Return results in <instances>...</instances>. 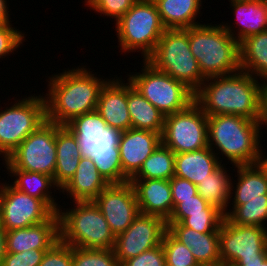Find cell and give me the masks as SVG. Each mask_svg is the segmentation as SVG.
<instances>
[{"label": "cell", "instance_id": "6da1fadb", "mask_svg": "<svg viewBox=\"0 0 267 266\" xmlns=\"http://www.w3.org/2000/svg\"><path fill=\"white\" fill-rule=\"evenodd\" d=\"M194 101L207 116L229 114L259 121L261 83L242 70L209 77L195 92Z\"/></svg>", "mask_w": 267, "mask_h": 266}, {"label": "cell", "instance_id": "7a4b0ae2", "mask_svg": "<svg viewBox=\"0 0 267 266\" xmlns=\"http://www.w3.org/2000/svg\"><path fill=\"white\" fill-rule=\"evenodd\" d=\"M94 75L82 66L49 77L44 96L46 120L65 126L73 118L95 111L100 91L109 79Z\"/></svg>", "mask_w": 267, "mask_h": 266}, {"label": "cell", "instance_id": "3957f363", "mask_svg": "<svg viewBox=\"0 0 267 266\" xmlns=\"http://www.w3.org/2000/svg\"><path fill=\"white\" fill-rule=\"evenodd\" d=\"M65 127L76 136L81 157L90 158L109 184L130 180L123 173L120 160L123 131L108 126L97 110L73 118Z\"/></svg>", "mask_w": 267, "mask_h": 266}, {"label": "cell", "instance_id": "277c9868", "mask_svg": "<svg viewBox=\"0 0 267 266\" xmlns=\"http://www.w3.org/2000/svg\"><path fill=\"white\" fill-rule=\"evenodd\" d=\"M261 129L259 121L237 115L208 116V146L234 166L257 164L262 158Z\"/></svg>", "mask_w": 267, "mask_h": 266}, {"label": "cell", "instance_id": "5b68a950", "mask_svg": "<svg viewBox=\"0 0 267 266\" xmlns=\"http://www.w3.org/2000/svg\"><path fill=\"white\" fill-rule=\"evenodd\" d=\"M215 25L198 24L185 29L191 52L205 79L241 70L239 42L221 24Z\"/></svg>", "mask_w": 267, "mask_h": 266}, {"label": "cell", "instance_id": "8992f818", "mask_svg": "<svg viewBox=\"0 0 267 266\" xmlns=\"http://www.w3.org/2000/svg\"><path fill=\"white\" fill-rule=\"evenodd\" d=\"M74 203L72 209H58L60 240L71 247L113 249L115 236L94 201Z\"/></svg>", "mask_w": 267, "mask_h": 266}, {"label": "cell", "instance_id": "52a82bcc", "mask_svg": "<svg viewBox=\"0 0 267 266\" xmlns=\"http://www.w3.org/2000/svg\"><path fill=\"white\" fill-rule=\"evenodd\" d=\"M156 69L182 82L194 93L205 78L193 56L185 29H166L154 52L146 59Z\"/></svg>", "mask_w": 267, "mask_h": 266}, {"label": "cell", "instance_id": "ba28073f", "mask_svg": "<svg viewBox=\"0 0 267 266\" xmlns=\"http://www.w3.org/2000/svg\"><path fill=\"white\" fill-rule=\"evenodd\" d=\"M115 25L120 50L124 53L142 50L144 60L154 52L166 30L153 0H138Z\"/></svg>", "mask_w": 267, "mask_h": 266}, {"label": "cell", "instance_id": "9c48e42d", "mask_svg": "<svg viewBox=\"0 0 267 266\" xmlns=\"http://www.w3.org/2000/svg\"><path fill=\"white\" fill-rule=\"evenodd\" d=\"M219 248L221 266H258L267 259V228L236 225L224 217Z\"/></svg>", "mask_w": 267, "mask_h": 266}, {"label": "cell", "instance_id": "30bf717a", "mask_svg": "<svg viewBox=\"0 0 267 266\" xmlns=\"http://www.w3.org/2000/svg\"><path fill=\"white\" fill-rule=\"evenodd\" d=\"M141 72L128 75L136 88L164 116L184 110L194 102L195 93L182 82L156 69L143 59Z\"/></svg>", "mask_w": 267, "mask_h": 266}, {"label": "cell", "instance_id": "8fae6325", "mask_svg": "<svg viewBox=\"0 0 267 266\" xmlns=\"http://www.w3.org/2000/svg\"><path fill=\"white\" fill-rule=\"evenodd\" d=\"M17 101L0 112V156L4 160L46 121V102L43 95L34 94Z\"/></svg>", "mask_w": 267, "mask_h": 266}, {"label": "cell", "instance_id": "7c38bea8", "mask_svg": "<svg viewBox=\"0 0 267 266\" xmlns=\"http://www.w3.org/2000/svg\"><path fill=\"white\" fill-rule=\"evenodd\" d=\"M56 160V123L46 120L5 159V167L42 173L54 179Z\"/></svg>", "mask_w": 267, "mask_h": 266}, {"label": "cell", "instance_id": "4fadbf2b", "mask_svg": "<svg viewBox=\"0 0 267 266\" xmlns=\"http://www.w3.org/2000/svg\"><path fill=\"white\" fill-rule=\"evenodd\" d=\"M208 116L194 101L184 110L165 116L162 144L175 154L208 147Z\"/></svg>", "mask_w": 267, "mask_h": 266}, {"label": "cell", "instance_id": "5bb4252c", "mask_svg": "<svg viewBox=\"0 0 267 266\" xmlns=\"http://www.w3.org/2000/svg\"><path fill=\"white\" fill-rule=\"evenodd\" d=\"M54 214L43 200L20 192L11 183L0 184V222L6 231L45 222Z\"/></svg>", "mask_w": 267, "mask_h": 266}, {"label": "cell", "instance_id": "9a60e30c", "mask_svg": "<svg viewBox=\"0 0 267 266\" xmlns=\"http://www.w3.org/2000/svg\"><path fill=\"white\" fill-rule=\"evenodd\" d=\"M166 230V221L162 217L139 213L131 225L115 237L113 251L119 265L161 245Z\"/></svg>", "mask_w": 267, "mask_h": 266}, {"label": "cell", "instance_id": "2e32d148", "mask_svg": "<svg viewBox=\"0 0 267 266\" xmlns=\"http://www.w3.org/2000/svg\"><path fill=\"white\" fill-rule=\"evenodd\" d=\"M116 237L124 232L140 213L134 187L130 181L109 184L94 200Z\"/></svg>", "mask_w": 267, "mask_h": 266}, {"label": "cell", "instance_id": "e0dca14e", "mask_svg": "<svg viewBox=\"0 0 267 266\" xmlns=\"http://www.w3.org/2000/svg\"><path fill=\"white\" fill-rule=\"evenodd\" d=\"M161 143L159 133L133 128L123 131L119 143L123 173L131 179Z\"/></svg>", "mask_w": 267, "mask_h": 266}, {"label": "cell", "instance_id": "ac0fdd59", "mask_svg": "<svg viewBox=\"0 0 267 266\" xmlns=\"http://www.w3.org/2000/svg\"><path fill=\"white\" fill-rule=\"evenodd\" d=\"M60 240L59 218L55 213L45 222L27 228L6 231V247L9 253L49 250Z\"/></svg>", "mask_w": 267, "mask_h": 266}, {"label": "cell", "instance_id": "d6986e66", "mask_svg": "<svg viewBox=\"0 0 267 266\" xmlns=\"http://www.w3.org/2000/svg\"><path fill=\"white\" fill-rule=\"evenodd\" d=\"M121 79V80H120ZM109 79L102 87L97 103V112L108 126L121 131L131 128L127 106V83L121 78Z\"/></svg>", "mask_w": 267, "mask_h": 266}, {"label": "cell", "instance_id": "ffe728a7", "mask_svg": "<svg viewBox=\"0 0 267 266\" xmlns=\"http://www.w3.org/2000/svg\"><path fill=\"white\" fill-rule=\"evenodd\" d=\"M167 230L189 248L200 266H221L219 232L200 233L181 223H166Z\"/></svg>", "mask_w": 267, "mask_h": 266}, {"label": "cell", "instance_id": "44dd1931", "mask_svg": "<svg viewBox=\"0 0 267 266\" xmlns=\"http://www.w3.org/2000/svg\"><path fill=\"white\" fill-rule=\"evenodd\" d=\"M135 190L139 212L156 215L167 221L173 212L172 192L169 180H129Z\"/></svg>", "mask_w": 267, "mask_h": 266}, {"label": "cell", "instance_id": "7402d4cb", "mask_svg": "<svg viewBox=\"0 0 267 266\" xmlns=\"http://www.w3.org/2000/svg\"><path fill=\"white\" fill-rule=\"evenodd\" d=\"M235 13L239 28L237 33L231 24L223 23L224 29L239 43L246 37L267 30V1L266 0H229ZM233 31V32H232ZM235 32V33H234ZM236 35V36H235Z\"/></svg>", "mask_w": 267, "mask_h": 266}, {"label": "cell", "instance_id": "603a6c76", "mask_svg": "<svg viewBox=\"0 0 267 266\" xmlns=\"http://www.w3.org/2000/svg\"><path fill=\"white\" fill-rule=\"evenodd\" d=\"M218 154L209 146L192 152L175 154L174 176L198 185L221 165Z\"/></svg>", "mask_w": 267, "mask_h": 266}, {"label": "cell", "instance_id": "cb8c5ba5", "mask_svg": "<svg viewBox=\"0 0 267 266\" xmlns=\"http://www.w3.org/2000/svg\"><path fill=\"white\" fill-rule=\"evenodd\" d=\"M109 183L98 172L90 158L81 157L78 168L72 179L60 192L68 193L74 201H93Z\"/></svg>", "mask_w": 267, "mask_h": 266}, {"label": "cell", "instance_id": "d4e9b609", "mask_svg": "<svg viewBox=\"0 0 267 266\" xmlns=\"http://www.w3.org/2000/svg\"><path fill=\"white\" fill-rule=\"evenodd\" d=\"M57 160L54 182L61 190L75 175L81 155L76 136L65 126L56 124Z\"/></svg>", "mask_w": 267, "mask_h": 266}, {"label": "cell", "instance_id": "484cf974", "mask_svg": "<svg viewBox=\"0 0 267 266\" xmlns=\"http://www.w3.org/2000/svg\"><path fill=\"white\" fill-rule=\"evenodd\" d=\"M235 168L238 182L231 187V191L235 190L230 192V199L234 197L232 205H243V200L267 199V169L261 162Z\"/></svg>", "mask_w": 267, "mask_h": 266}, {"label": "cell", "instance_id": "4316f807", "mask_svg": "<svg viewBox=\"0 0 267 266\" xmlns=\"http://www.w3.org/2000/svg\"><path fill=\"white\" fill-rule=\"evenodd\" d=\"M127 82V106L131 128L162 135L165 116L134 88L129 80Z\"/></svg>", "mask_w": 267, "mask_h": 266}, {"label": "cell", "instance_id": "83f0119b", "mask_svg": "<svg viewBox=\"0 0 267 266\" xmlns=\"http://www.w3.org/2000/svg\"><path fill=\"white\" fill-rule=\"evenodd\" d=\"M166 29H186L200 24L201 0H153Z\"/></svg>", "mask_w": 267, "mask_h": 266}, {"label": "cell", "instance_id": "f1b7e54d", "mask_svg": "<svg viewBox=\"0 0 267 266\" xmlns=\"http://www.w3.org/2000/svg\"><path fill=\"white\" fill-rule=\"evenodd\" d=\"M239 50L240 69L261 81L267 79V30L246 37Z\"/></svg>", "mask_w": 267, "mask_h": 266}, {"label": "cell", "instance_id": "f546056e", "mask_svg": "<svg viewBox=\"0 0 267 266\" xmlns=\"http://www.w3.org/2000/svg\"><path fill=\"white\" fill-rule=\"evenodd\" d=\"M8 172H10L11 177L15 176V180L12 182L13 184H11L14 188L29 196L43 200L55 213L58 212L60 207L57 205L58 203L55 202L56 199L52 197V192L50 190L53 187H57L56 189L59 190L53 177L24 170H8Z\"/></svg>", "mask_w": 267, "mask_h": 266}, {"label": "cell", "instance_id": "4dcf8cb0", "mask_svg": "<svg viewBox=\"0 0 267 266\" xmlns=\"http://www.w3.org/2000/svg\"><path fill=\"white\" fill-rule=\"evenodd\" d=\"M223 164L197 185V193L211 205L216 206L223 213L229 207L232 179L227 174ZM228 206V207H227Z\"/></svg>", "mask_w": 267, "mask_h": 266}, {"label": "cell", "instance_id": "1f68e13d", "mask_svg": "<svg viewBox=\"0 0 267 266\" xmlns=\"http://www.w3.org/2000/svg\"><path fill=\"white\" fill-rule=\"evenodd\" d=\"M175 173V153L162 143L144 161L139 171L130 180H170Z\"/></svg>", "mask_w": 267, "mask_h": 266}, {"label": "cell", "instance_id": "d6a6232c", "mask_svg": "<svg viewBox=\"0 0 267 266\" xmlns=\"http://www.w3.org/2000/svg\"><path fill=\"white\" fill-rule=\"evenodd\" d=\"M232 206L224 217L233 224L267 227V199L243 200V205Z\"/></svg>", "mask_w": 267, "mask_h": 266}, {"label": "cell", "instance_id": "836d02e7", "mask_svg": "<svg viewBox=\"0 0 267 266\" xmlns=\"http://www.w3.org/2000/svg\"><path fill=\"white\" fill-rule=\"evenodd\" d=\"M161 244L165 253L166 266H200L189 248L168 230L165 231Z\"/></svg>", "mask_w": 267, "mask_h": 266}, {"label": "cell", "instance_id": "e575fe53", "mask_svg": "<svg viewBox=\"0 0 267 266\" xmlns=\"http://www.w3.org/2000/svg\"><path fill=\"white\" fill-rule=\"evenodd\" d=\"M72 266H120L113 249L72 247Z\"/></svg>", "mask_w": 267, "mask_h": 266}, {"label": "cell", "instance_id": "d590c367", "mask_svg": "<svg viewBox=\"0 0 267 266\" xmlns=\"http://www.w3.org/2000/svg\"><path fill=\"white\" fill-rule=\"evenodd\" d=\"M196 213H223L216 206L209 204L197 193L192 198L181 199V202L173 209L172 215L166 223H180L190 214Z\"/></svg>", "mask_w": 267, "mask_h": 266}, {"label": "cell", "instance_id": "8d00e7d4", "mask_svg": "<svg viewBox=\"0 0 267 266\" xmlns=\"http://www.w3.org/2000/svg\"><path fill=\"white\" fill-rule=\"evenodd\" d=\"M224 213H196L184 218L180 223L200 233L219 232Z\"/></svg>", "mask_w": 267, "mask_h": 266}, {"label": "cell", "instance_id": "74e56055", "mask_svg": "<svg viewBox=\"0 0 267 266\" xmlns=\"http://www.w3.org/2000/svg\"><path fill=\"white\" fill-rule=\"evenodd\" d=\"M138 0H85L90 9L100 16H109L117 22Z\"/></svg>", "mask_w": 267, "mask_h": 266}, {"label": "cell", "instance_id": "f35d334b", "mask_svg": "<svg viewBox=\"0 0 267 266\" xmlns=\"http://www.w3.org/2000/svg\"><path fill=\"white\" fill-rule=\"evenodd\" d=\"M39 266H72V247L59 240L44 253Z\"/></svg>", "mask_w": 267, "mask_h": 266}, {"label": "cell", "instance_id": "ab89813d", "mask_svg": "<svg viewBox=\"0 0 267 266\" xmlns=\"http://www.w3.org/2000/svg\"><path fill=\"white\" fill-rule=\"evenodd\" d=\"M10 24L0 25V58L16 51L25 41V35Z\"/></svg>", "mask_w": 267, "mask_h": 266}, {"label": "cell", "instance_id": "60d3db41", "mask_svg": "<svg viewBox=\"0 0 267 266\" xmlns=\"http://www.w3.org/2000/svg\"><path fill=\"white\" fill-rule=\"evenodd\" d=\"M48 250H27L19 253L7 252L0 266H39Z\"/></svg>", "mask_w": 267, "mask_h": 266}, {"label": "cell", "instance_id": "b9f144b4", "mask_svg": "<svg viewBox=\"0 0 267 266\" xmlns=\"http://www.w3.org/2000/svg\"><path fill=\"white\" fill-rule=\"evenodd\" d=\"M120 266H166L162 244L122 262Z\"/></svg>", "mask_w": 267, "mask_h": 266}, {"label": "cell", "instance_id": "7bdbcfd3", "mask_svg": "<svg viewBox=\"0 0 267 266\" xmlns=\"http://www.w3.org/2000/svg\"><path fill=\"white\" fill-rule=\"evenodd\" d=\"M173 209L181 202V199L192 198L197 194V185L187 179L173 176L170 180Z\"/></svg>", "mask_w": 267, "mask_h": 266}, {"label": "cell", "instance_id": "ee69618b", "mask_svg": "<svg viewBox=\"0 0 267 266\" xmlns=\"http://www.w3.org/2000/svg\"><path fill=\"white\" fill-rule=\"evenodd\" d=\"M266 82V83H265ZM260 127L266 125L267 127V79L261 82V102H260V116H259Z\"/></svg>", "mask_w": 267, "mask_h": 266}, {"label": "cell", "instance_id": "f6af8a7d", "mask_svg": "<svg viewBox=\"0 0 267 266\" xmlns=\"http://www.w3.org/2000/svg\"><path fill=\"white\" fill-rule=\"evenodd\" d=\"M9 7L7 6V0H0V25L9 24Z\"/></svg>", "mask_w": 267, "mask_h": 266}, {"label": "cell", "instance_id": "bcb514c9", "mask_svg": "<svg viewBox=\"0 0 267 266\" xmlns=\"http://www.w3.org/2000/svg\"><path fill=\"white\" fill-rule=\"evenodd\" d=\"M6 253H7L6 230L0 222V265L2 263L4 256L6 255Z\"/></svg>", "mask_w": 267, "mask_h": 266}, {"label": "cell", "instance_id": "7dc6e473", "mask_svg": "<svg viewBox=\"0 0 267 266\" xmlns=\"http://www.w3.org/2000/svg\"><path fill=\"white\" fill-rule=\"evenodd\" d=\"M263 154L262 152V158H261V163L266 167L267 169V157Z\"/></svg>", "mask_w": 267, "mask_h": 266}, {"label": "cell", "instance_id": "c3c4849f", "mask_svg": "<svg viewBox=\"0 0 267 266\" xmlns=\"http://www.w3.org/2000/svg\"><path fill=\"white\" fill-rule=\"evenodd\" d=\"M258 266H267V259L264 262H260Z\"/></svg>", "mask_w": 267, "mask_h": 266}]
</instances>
